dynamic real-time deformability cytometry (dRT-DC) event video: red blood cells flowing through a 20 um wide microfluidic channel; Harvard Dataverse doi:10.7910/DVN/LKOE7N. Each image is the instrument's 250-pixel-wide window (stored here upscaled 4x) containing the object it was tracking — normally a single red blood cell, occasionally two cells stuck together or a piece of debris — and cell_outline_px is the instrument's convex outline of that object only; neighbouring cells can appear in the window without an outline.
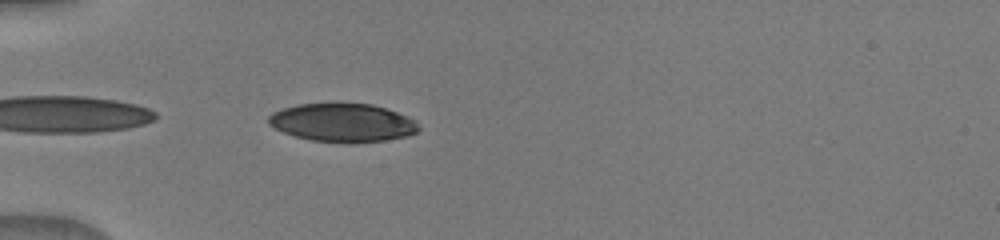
{"species": "human", "species_latin": "Homo sapiens", "temperature_condition": "warm", "stored_images_in_passage": 35, "camera_frame_rate_fps": 3000, "um_per_image_px": 0.085, "donor": {"sex": "male"}, "frame": {"image": 1, "passage_image": 1, "time_ms": 0.0, "image_size_px": [1000, 240], "cell_outline_px": [[420, 128], [416, 132], [408, 136], [384, 140], [352, 144], [348, 144], [312, 140], [296, 136], [284, 132], [268, 124], [268, 116], [272, 112], [296, 104], [372, 104], [396, 112], [416, 120]], "centroid_in_image_um": [29.13, 10.44], "position_along_channel_um": 55.9, "area_um2": 33.52}}
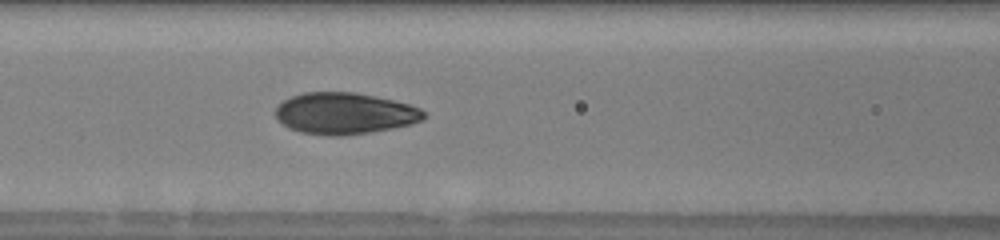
{"frame": {"image": 2, "passage_image": 8, "time_ms": 2.333, "image_size_px": [1000, 240], "cell_outline_px": [[428, 116], [412, 124], [372, 132], [340, 136], [328, 136], [300, 132], [288, 128], [276, 116], [276, 108], [284, 100], [292, 96], [304, 92], [356, 92], [376, 96], [408, 104], [420, 108]], "centroid_in_image_um": [29.31, 9.64], "position_along_channel_um": 137.3, "area_um2": 35.84}}
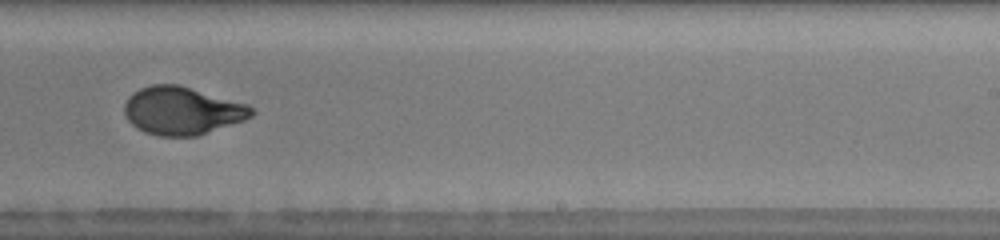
{"frame": {"image": 3, "passage_image": 18, "time_ms": 5.667, "image_size_px": [1000, 240], "cell_outline_px": [[256, 112], [252, 116], [244, 120], [196, 136], [156, 136], [144, 132], [136, 128], [128, 120], [124, 112], [124, 104], [128, 96], [132, 92], [140, 88], [152, 84], [180, 84], [248, 104]], "centroid_in_image_um": [15.46, 9.4], "position_along_channel_um": 273.5, "area_um2": 35.78}}